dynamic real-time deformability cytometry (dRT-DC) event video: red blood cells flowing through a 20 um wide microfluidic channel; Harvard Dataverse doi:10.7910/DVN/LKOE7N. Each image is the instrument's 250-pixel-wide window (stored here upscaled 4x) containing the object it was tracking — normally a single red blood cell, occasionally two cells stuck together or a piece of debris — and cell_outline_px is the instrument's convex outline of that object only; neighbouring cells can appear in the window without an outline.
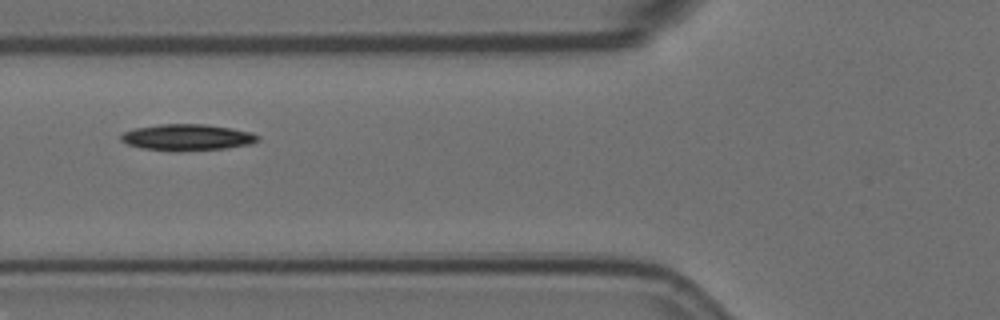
{"species": "Egyptian fruit bat (a non-hibernating species)", "species_latin": "Rousettus aegyptiacus", "temperature_condition": "room temperature", "stored_images_in_passage": 8, "camera_frame_rate_fps": 3000, "um_per_image_px": 0.085, "animal": {"sex": "female"}, "frame": {"image": 1, "passage_image": 7, "time_ms": 2.0, "image_size_px": [1000, 320], "cell_outline_px": [[260, 140], [252, 144], [228, 148], [176, 152], [140, 148], [128, 144], [120, 140], [120, 136], [124, 132], [136, 128], [160, 124], [204, 124], [232, 128], [252, 132], [260, 136]], "centroid_in_image_um": [15.95, 11.69], "position_along_channel_um": 109.8, "area_um2": 21.33}}
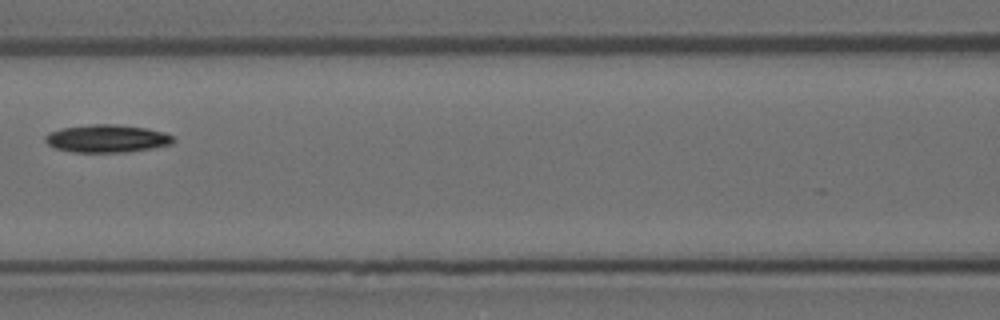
{"frame": {"image": 2, "passage_image": 8, "time_ms": 2.333, "image_size_px": [1000, 320], "cell_outline_px": [[176, 140], [172, 144], [152, 148], [124, 152], [72, 152], [56, 148], [48, 144], [44, 140], [44, 136], [48, 132], [64, 128], [92, 124], [116, 124], [148, 128], [164, 132], [172, 136]], "centroid_in_image_um": [9.1, 11.77], "position_along_channel_um": 157.5, "area_um2": 20.75}}